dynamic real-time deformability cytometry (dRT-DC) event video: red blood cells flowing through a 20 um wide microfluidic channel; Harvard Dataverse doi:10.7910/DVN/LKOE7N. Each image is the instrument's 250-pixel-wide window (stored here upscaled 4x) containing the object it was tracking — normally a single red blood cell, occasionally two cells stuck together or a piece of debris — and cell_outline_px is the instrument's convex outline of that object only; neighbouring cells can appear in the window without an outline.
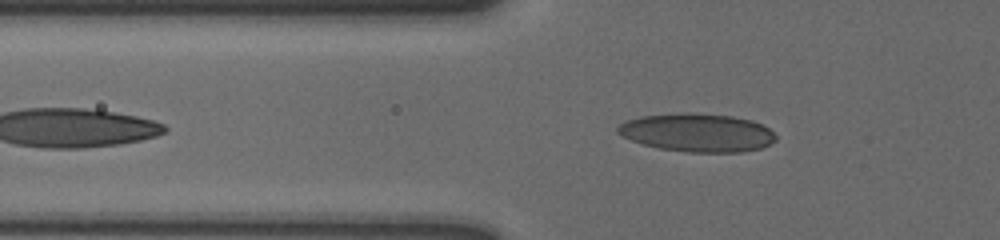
{"species": "human", "species_latin": "Homo sapiens", "temperature_condition": "cold", "stored_images_in_passage": 37, "camera_frame_rate_fps": 3000, "um_per_image_px": 0.085, "donor": {"sex": "male"}, "frame": {"image": 1, "passage_image": 4, "time_ms": 1.0, "image_size_px": [1000, 240], "cell_outline_px": [[776, 140], [760, 148], [740, 152], [688, 152], [660, 148], [644, 144], [632, 140], [616, 132], [616, 128], [624, 120], [640, 116], [688, 112], [692, 112], [732, 116], [752, 120], [768, 128], [776, 136]], "centroid_in_image_um": [59.25, 11.26], "position_along_channel_um": 66.6, "area_um2": 35.14}}
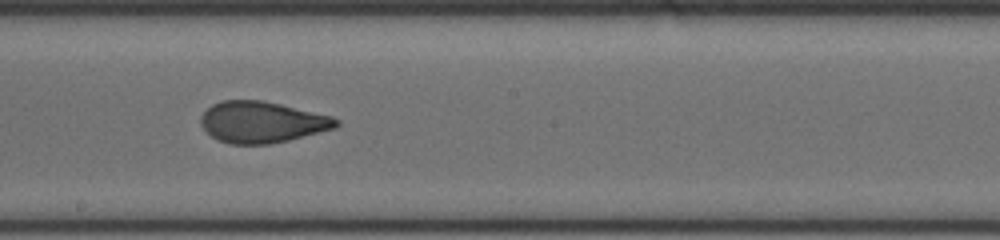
{"frame": {"image": 2, "passage_image": 18, "time_ms": 5.667, "image_size_px": [1000, 240], "cell_outline_px": [[340, 124], [336, 128], [288, 140], [268, 144], [232, 144], [216, 140], [200, 124], [200, 116], [212, 104], [220, 100], [264, 100], [332, 116], [340, 120]], "centroid_in_image_um": [22.27, 10.37], "position_along_channel_um": 225.9, "area_um2": 32.66}}
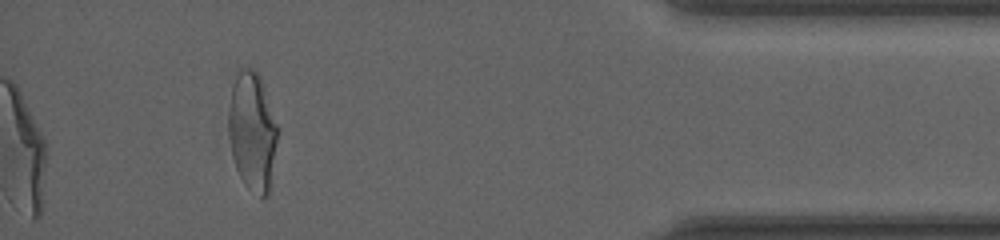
{"frame": {"image": 3, "passage_image": 37, "time_ms": 12.0, "image_size_px": [1000, 240], "cell_outline_px": [[280, 128], [272, 184], [268, 196], [260, 200], [244, 184], [236, 168], [232, 156], [228, 136], [228, 112], [232, 84], [240, 68], [252, 68], [260, 76]], "centroid_in_image_um": [21.49, 11.24], "position_along_channel_um": 413.7, "area_um2": 35.2}, "authors_computed_cell_mechanics": {"area_um2": 33.1194, "velocity_mm_per_s": 3.5944, "shape_relaxation_time_tau1_ms": 7.4436, "shape_relaxation_time_tau2_ms": 0.9636, "deformation_change_tau1": 0.1967, "deformation_change_tau2": 0.0639}}